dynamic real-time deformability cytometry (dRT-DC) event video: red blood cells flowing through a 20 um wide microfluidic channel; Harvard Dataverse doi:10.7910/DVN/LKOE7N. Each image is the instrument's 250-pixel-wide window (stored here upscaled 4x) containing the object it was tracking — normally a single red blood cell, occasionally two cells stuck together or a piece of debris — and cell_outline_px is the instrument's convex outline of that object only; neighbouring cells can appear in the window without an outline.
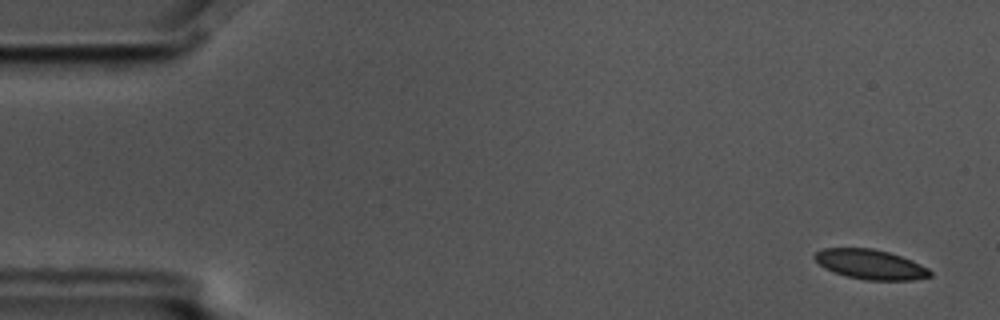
{"species": "common noctule bat (a hibernating species)", "species_latin": "Nyctalus noctula", "temperature_condition": "cold", "stored_images_in_passage": 6, "camera_frame_rate_fps": 3000, "um_per_image_px": 0.085, "animal": {"sex": "male", "body_mass_g": 17.5, "forearm_length_mm": 52.3}, "frame": {"image": 1, "passage_image": 1, "time_ms": 0.0, "image_size_px": [1000, 320], "cell_outline_px": [[932, 276], [912, 280], [864, 280], [848, 276], [824, 268], [812, 256], [816, 252], [824, 248], [872, 248], [888, 252], [912, 260], [928, 268], [932, 272]], "centroid_in_image_um": [74.0, 22.47], "position_along_channel_um": 11.0, "area_um2": 19.88}}
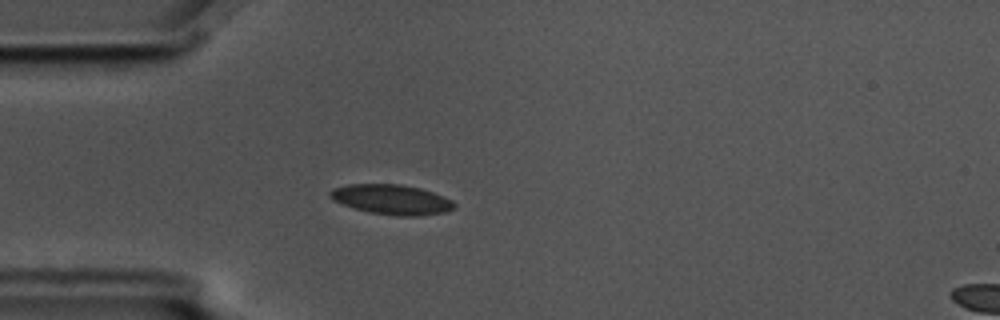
{"frame": {"image": 2, "passage_image": 4, "time_ms": 1.0, "image_size_px": [1000, 320], "cell_outline_px": [[456, 208], [444, 212], [412, 216], [400, 216], [372, 212], [356, 208], [332, 200], [328, 196], [328, 192], [332, 188], [348, 184], [400, 184], [420, 188], [444, 196], [452, 200], [456, 204]], "centroid_in_image_um": [33.28, 16.94], "position_along_channel_um": 51.7, "area_um2": 21.5}}